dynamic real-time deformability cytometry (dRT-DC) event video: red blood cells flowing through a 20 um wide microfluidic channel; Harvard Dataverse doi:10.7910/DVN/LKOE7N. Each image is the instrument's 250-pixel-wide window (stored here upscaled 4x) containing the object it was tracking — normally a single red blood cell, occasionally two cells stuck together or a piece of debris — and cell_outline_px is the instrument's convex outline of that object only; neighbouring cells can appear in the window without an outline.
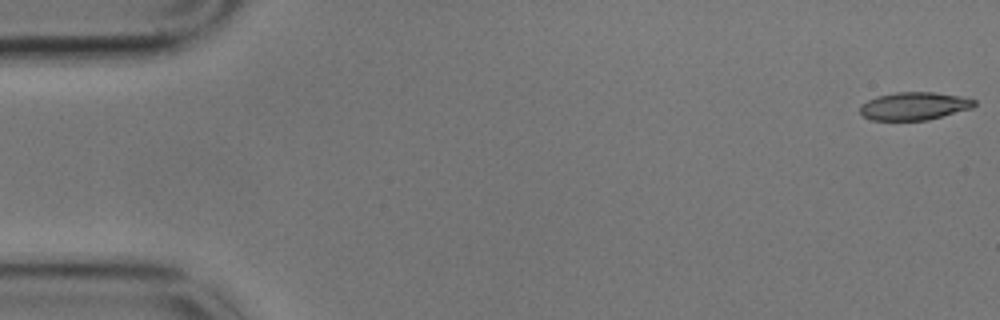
{"species": "common noctule bat (a hibernating species)", "species_latin": "Nyctalus noctula", "temperature_condition": "cold", "stored_images_in_passage": 4, "camera_frame_rate_fps": 3000, "um_per_image_px": 0.085, "animal": {"sex": "male", "body_mass_g": 17.9}, "frame": {"image": 1, "passage_image": 1, "time_ms": 0.0, "image_size_px": [1000, 320], "cell_outline_px": [[976, 104], [972, 108], [928, 120], [872, 120], [864, 116], [860, 112], [860, 104], [876, 96], [896, 92], [932, 92], [960, 96], [976, 100]], "centroid_in_image_um": [77.7, 9.01], "position_along_channel_um": 7.3, "area_um2": 18.55}}